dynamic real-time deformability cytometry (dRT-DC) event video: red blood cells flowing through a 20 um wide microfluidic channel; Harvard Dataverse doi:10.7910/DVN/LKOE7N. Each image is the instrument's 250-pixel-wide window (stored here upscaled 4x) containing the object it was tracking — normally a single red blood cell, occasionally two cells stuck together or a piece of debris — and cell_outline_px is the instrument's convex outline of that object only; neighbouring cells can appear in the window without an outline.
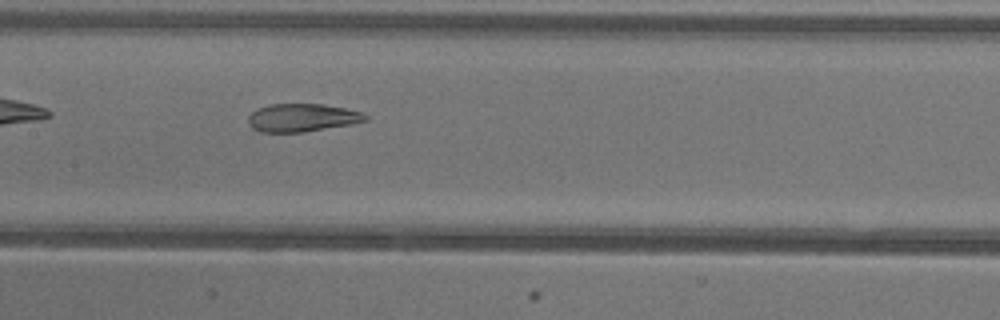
{"species": "common noctule bat (a hibernating species)", "species_latin": "Nyctalus noctula", "temperature_condition": "warm", "stored_images_in_passage": 38, "camera_frame_rate_fps": 3000, "um_per_image_px": 0.085, "animal": {"sex": "female"}, "frame": {"image": 1, "passage_image": 11, "time_ms": 3.333, "image_size_px": [1000, 320], "cell_outline_px": [[368, 120], [352, 124], [304, 132], [260, 132], [252, 128], [248, 124], [248, 116], [256, 108], [268, 104], [324, 104], [364, 112], [368, 116]], "centroid_in_image_um": [25.68, 10.0], "position_along_channel_um": 181.7, "area_um2": 19.36}}
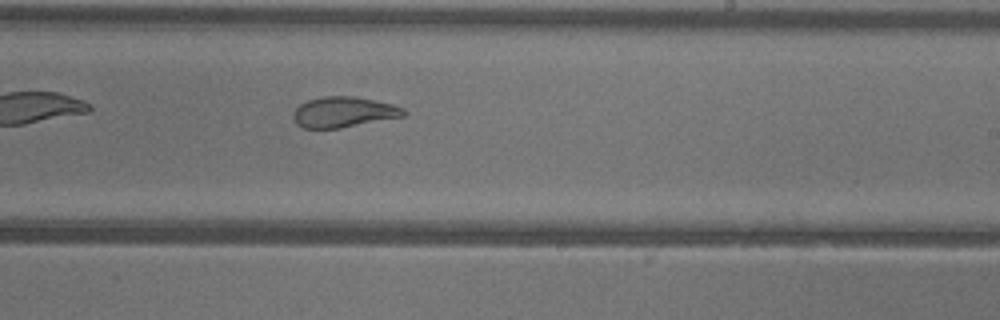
{"frame": {"image": 2, "passage_image": 17, "time_ms": 5.333, "image_size_px": [1000, 320], "cell_outline_px": [[408, 112], [404, 116], [340, 128], [304, 128], [296, 124], [292, 116], [292, 112], [300, 104], [308, 100], [324, 96], [356, 96], [392, 104], [404, 108]], "centroid_in_image_um": [29.2, 9.52], "position_along_channel_um": 259.8, "area_um2": 19.71}}
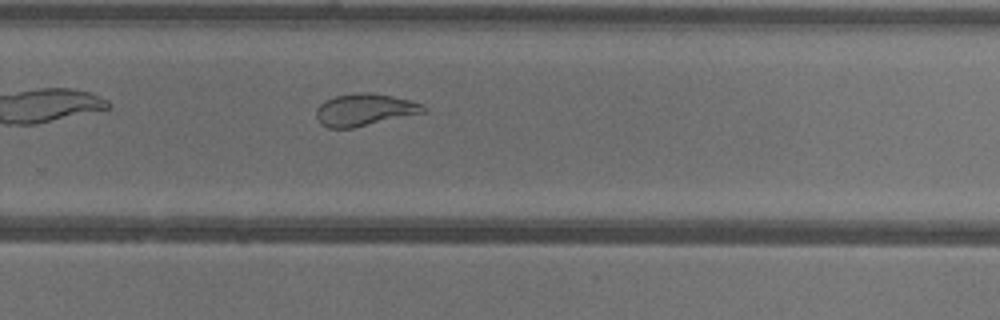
{"frame": {"image": 3, "passage_image": 20, "time_ms": 6.333, "image_size_px": [1000, 320], "cell_outline_px": [[428, 108], [424, 112], [352, 128], [328, 128], [320, 124], [316, 116], [316, 108], [324, 100], [336, 96], [360, 92], [368, 92], [392, 96], [408, 100], [420, 104]], "centroid_in_image_um": [30.93, 9.33], "position_along_channel_um": 298.9, "area_um2": 19.83}, "authors_computed_cell_mechanics": {"area_um2": 21.6172, "velocity_mm_per_s": 3.9146, "shape_relaxation_time_tau1_ms": null, "shape_relaxation_time_tau2_ms": 1.438, "deformation_change_tau1": null, "deformation_change_tau2": 0.089}}